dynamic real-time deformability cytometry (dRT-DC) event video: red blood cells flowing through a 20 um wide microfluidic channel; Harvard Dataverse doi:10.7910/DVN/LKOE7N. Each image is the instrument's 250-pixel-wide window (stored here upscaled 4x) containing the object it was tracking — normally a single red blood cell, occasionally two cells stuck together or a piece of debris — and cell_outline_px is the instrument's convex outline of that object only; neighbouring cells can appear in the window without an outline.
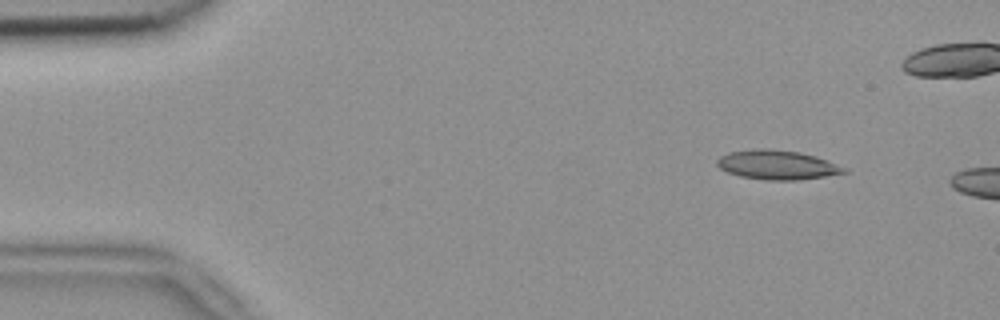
{"species": "common noctule bat (a hibernating species)", "species_latin": "Nyctalus noctula", "temperature_condition": "room temperature", "stored_images_in_passage": 4, "camera_frame_rate_fps": 3000, "um_per_image_px": 0.085, "animal": {"sex": "female", "body_mass_g": 18.4}, "frame": {"image": 1, "passage_image": 2, "time_ms": 0.333, "image_size_px": [1000, 320], "cell_outline_px": [[848, 172], [800, 180], [768, 180], [740, 176], [728, 172], [720, 168], [716, 164], [716, 160], [720, 156], [728, 152], [756, 148], [772, 148], [800, 152], [816, 156], [828, 160], [848, 168]], "centroid_in_image_um": [66.07, 14.0], "position_along_channel_um": 18.9, "area_um2": 21.91}}